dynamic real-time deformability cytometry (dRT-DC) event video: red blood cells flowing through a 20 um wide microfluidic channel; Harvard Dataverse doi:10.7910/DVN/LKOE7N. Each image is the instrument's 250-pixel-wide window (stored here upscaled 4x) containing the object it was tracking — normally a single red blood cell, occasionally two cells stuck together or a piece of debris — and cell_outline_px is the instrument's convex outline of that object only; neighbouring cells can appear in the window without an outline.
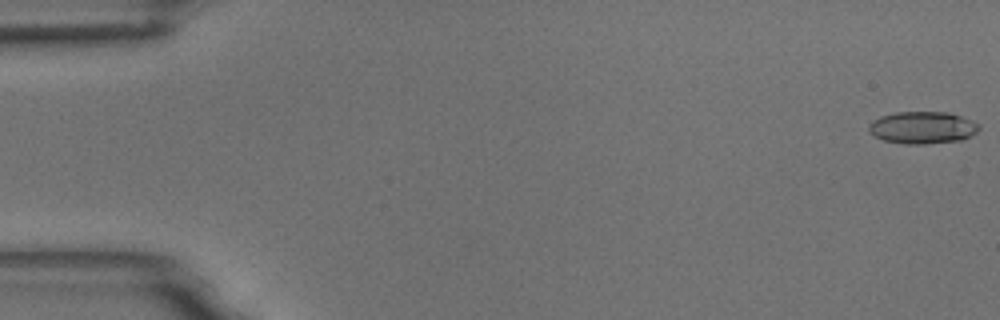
{"species": "common noctule bat (a hibernating species)", "species_latin": "Nyctalus noctula", "temperature_condition": "room temperature", "stored_images_in_passage": 15, "camera_frame_rate_fps": 3000, "um_per_image_px": 0.085, "animal": {"sex": "male", "body_mass_g": 18.8}, "frame": {"image": 1, "passage_image": 1, "time_ms": 0.0, "image_size_px": [1000, 320], "cell_outline_px": [[980, 128], [976, 132], [960, 140], [924, 144], [908, 144], [884, 140], [868, 132], [868, 128], [872, 120], [880, 116], [896, 112], [948, 112], [972, 120], [980, 124]], "centroid_in_image_um": [78.4, 10.83], "position_along_channel_um": 6.6, "area_um2": 20.58}}
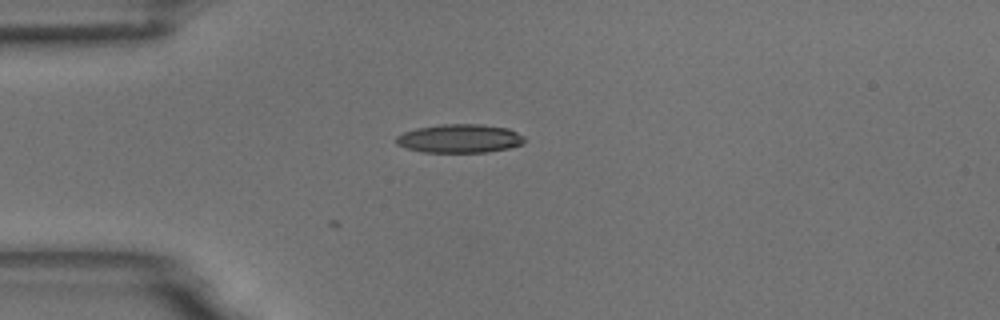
{"frame": {"image": 2, "passage_image": 15, "time_ms": 4.667, "image_size_px": [1000, 320], "cell_outline_px": [[524, 140], [520, 144], [508, 148], [488, 152], [424, 152], [408, 148], [396, 144], [396, 136], [404, 132], [416, 128], [440, 124], [480, 124], [508, 128], [524, 136]], "centroid_in_image_um": [39.05, 11.77], "position_along_channel_um": 45.9, "area_um2": 21.27}}